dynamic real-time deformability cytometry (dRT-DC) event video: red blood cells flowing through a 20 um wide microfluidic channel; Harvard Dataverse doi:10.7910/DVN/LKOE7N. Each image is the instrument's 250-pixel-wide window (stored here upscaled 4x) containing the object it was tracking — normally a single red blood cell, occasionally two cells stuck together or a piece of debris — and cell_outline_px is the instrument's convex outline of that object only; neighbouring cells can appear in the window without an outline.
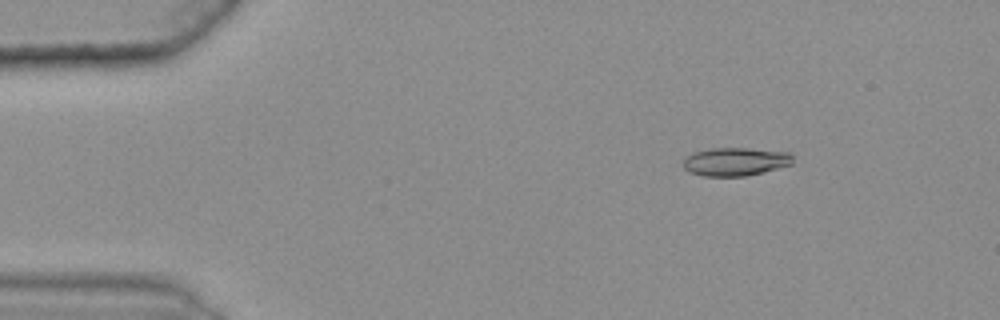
{"species": "common noctule bat (a hibernating species)", "species_latin": "Nyctalus noctula", "temperature_condition": "warm", "stored_images_in_passage": 49, "camera_frame_rate_fps": 3000, "um_per_image_px": 0.085, "animal": {"sex": "female", "body_mass_g": 25.1}, "frame": {"image": 1, "passage_image": 8, "time_ms": 2.333, "image_size_px": [1000, 320], "cell_outline_px": [[792, 164], [764, 172], [744, 176], [704, 176], [688, 172], [684, 168], [684, 156], [696, 152], [712, 148], [748, 148], [792, 152]], "centroid_in_image_um": [62.51, 13.73], "position_along_channel_um": 22.5, "area_um2": 18.15}}
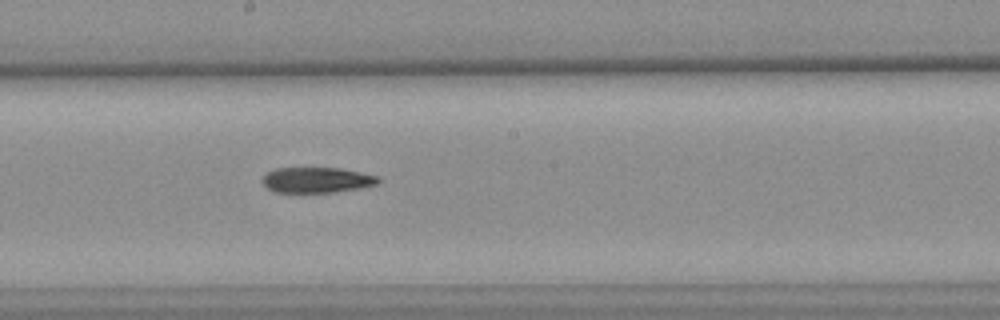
{"frame": {"image": 2, "passage_image": 31, "time_ms": 10.0, "image_size_px": [1000, 320], "cell_outline_px": [[380, 180], [376, 184], [360, 188], [332, 192], [272, 192], [260, 180], [268, 172], [276, 168], [340, 168], [380, 176]], "centroid_in_image_um": [26.92, 15.29], "position_along_channel_um": 221.3, "area_um2": 17.17}}
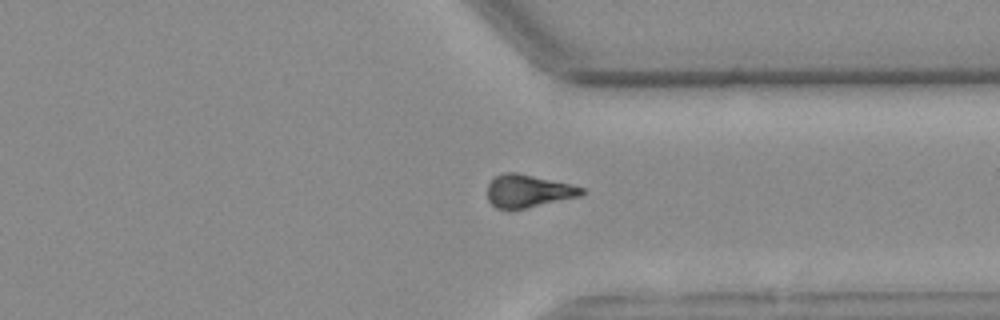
{"frame": {"image": 3, "passage_image": 43, "time_ms": 14.0, "image_size_px": [1000, 320], "cell_outline_px": [[584, 192], [580, 196], [508, 212], [496, 208], [488, 200], [488, 184], [496, 176], [504, 172], [516, 172], [568, 184], [584, 188]], "centroid_in_image_um": [44.83, 16.27], "position_along_channel_um": 366.6, "area_um2": 17.98}, "authors_computed_cell_mechanics": {"area_um2": 18.1492, "velocity_mm_per_s": 3.6299, "shape_relaxation_time_tau1_ms": 8.3765, "shape_relaxation_time_tau2_ms": null, "deformation_change_tau1": 0.195, "deformation_change_tau2": null}}